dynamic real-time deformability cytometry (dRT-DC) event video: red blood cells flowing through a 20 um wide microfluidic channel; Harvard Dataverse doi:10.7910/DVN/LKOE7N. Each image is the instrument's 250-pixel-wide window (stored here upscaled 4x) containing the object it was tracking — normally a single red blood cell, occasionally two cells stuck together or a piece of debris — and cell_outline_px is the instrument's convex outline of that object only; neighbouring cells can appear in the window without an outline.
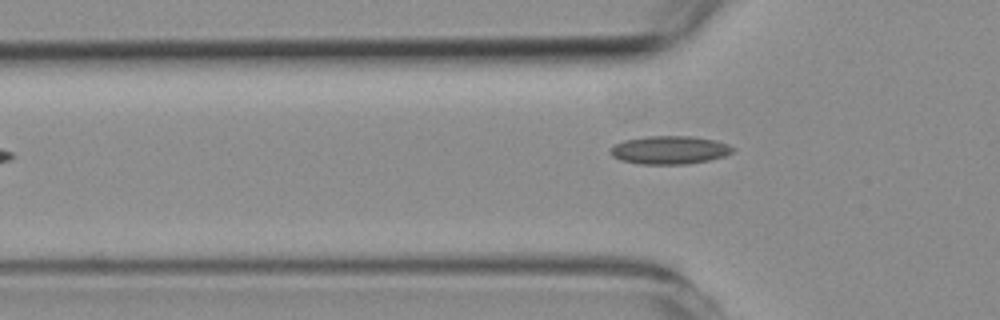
{"species": "common noctule bat (a hibernating species)", "species_latin": "Nyctalus noctula", "temperature_condition": "room temperature", "stored_images_in_passage": 5, "camera_frame_rate_fps": 3000, "um_per_image_px": 0.085, "animal": {"sex": "female", "body_mass_g": 19.3, "forearm_length_mm": 54.1}, "frame": {"image": 1, "passage_image": 5, "time_ms": 4.667, "image_size_px": [1000, 320], "cell_outline_px": [[736, 148], [732, 152], [724, 156], [708, 160], [688, 164], [640, 164], [620, 160], [612, 156], [608, 152], [616, 144], [624, 140], [648, 136], [692, 136], [716, 140], [728, 144]], "centroid_in_image_um": [56.92, 12.75], "position_along_channel_um": 68.9, "area_um2": 20.17}}